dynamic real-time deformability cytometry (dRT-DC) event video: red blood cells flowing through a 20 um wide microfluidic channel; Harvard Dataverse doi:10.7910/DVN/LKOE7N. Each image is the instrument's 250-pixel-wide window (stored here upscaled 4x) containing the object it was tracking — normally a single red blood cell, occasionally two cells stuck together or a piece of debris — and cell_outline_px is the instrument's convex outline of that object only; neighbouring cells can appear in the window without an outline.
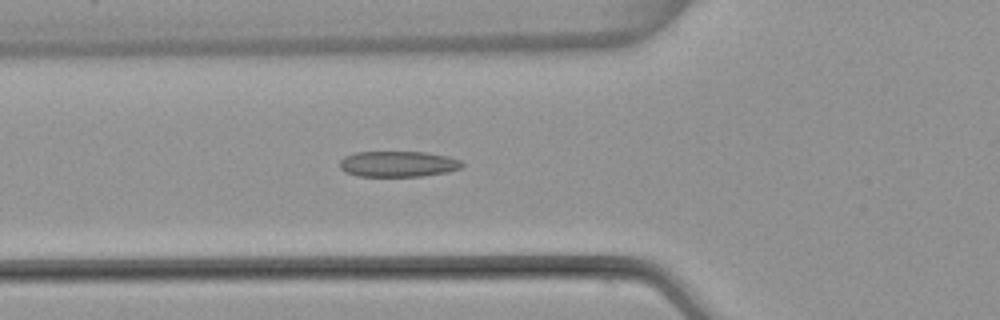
{"species": "common noctule bat (a hibernating species)", "species_latin": "Nyctalus noctula", "temperature_condition": "warm", "stored_images_in_passage": 52, "camera_frame_rate_fps": 3000, "um_per_image_px": 0.085, "animal": {"sex": "female", "body_mass_g": 22.7, "forearm_length_mm": 54.2}, "frame": {"image": 1, "passage_image": 19, "time_ms": 6.0, "image_size_px": [1000, 320], "cell_outline_px": [[464, 164], [460, 168], [448, 172], [420, 176], [356, 176], [344, 172], [340, 168], [340, 160], [344, 156], [356, 152], [424, 152], [448, 156], [460, 160]], "centroid_in_image_um": [33.81, 13.94], "position_along_channel_um": 92.0, "area_um2": 18.44}}
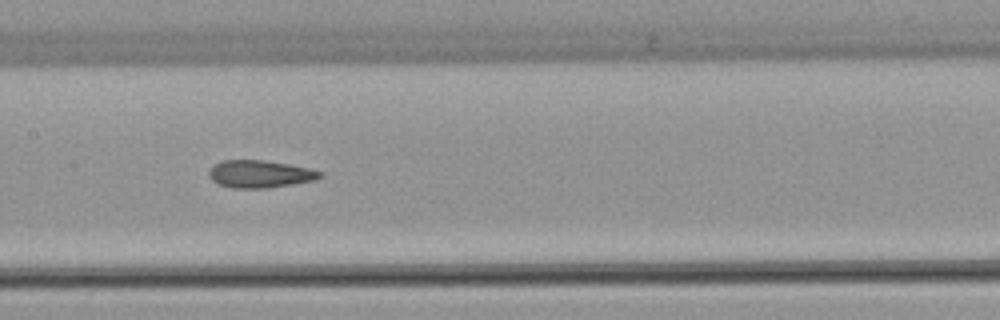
{"frame": {"image": 2, "passage_image": 26, "time_ms": 8.333, "image_size_px": [1000, 320], "cell_outline_px": [[324, 176], [316, 180], [268, 188], [232, 188], [220, 184], [212, 180], [208, 176], [208, 172], [216, 164], [224, 160], [264, 160], [312, 168], [324, 172]], "centroid_in_image_um": [22.16, 14.79], "position_along_channel_um": 185.2, "area_um2": 17.86}}
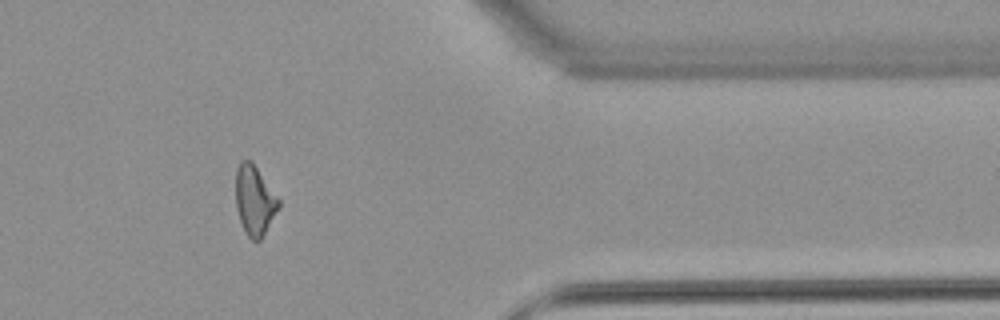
{"frame": {"image": 3, "passage_image": 43, "time_ms": 14.0, "image_size_px": [1000, 320], "cell_outline_px": [[280, 204], [260, 240], [252, 240], [244, 232], [236, 208], [236, 168], [240, 160], [252, 160], [280, 200]], "centroid_in_image_um": [21.61, 16.99], "position_along_channel_um": 389.8, "area_um2": 17.28}, "authors_computed_cell_mechanics": {"area_um2": 18.207, "velocity_mm_per_s": 3.9713, "shape_relaxation_time_tau1_ms": null, "shape_relaxation_time_tau2_ms": 3.2067, "deformation_change_tau1": null, "deformation_change_tau2": 0.1011}}